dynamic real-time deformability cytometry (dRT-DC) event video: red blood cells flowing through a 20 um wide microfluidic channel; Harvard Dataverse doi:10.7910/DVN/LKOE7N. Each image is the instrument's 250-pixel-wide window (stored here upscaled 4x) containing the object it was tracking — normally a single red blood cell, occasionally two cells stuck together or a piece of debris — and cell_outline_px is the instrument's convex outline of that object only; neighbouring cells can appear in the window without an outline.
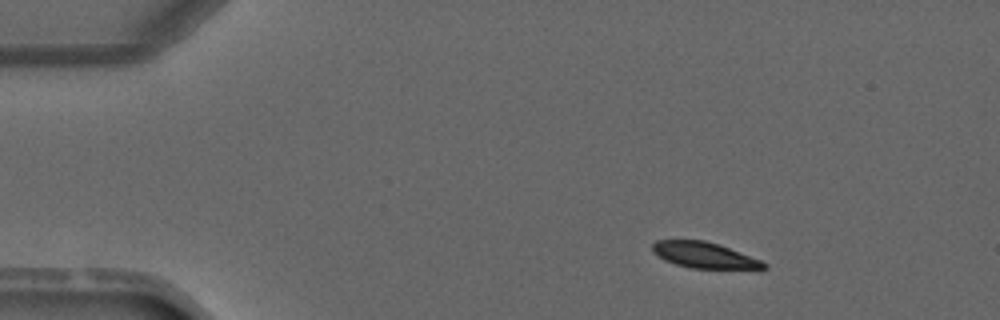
{"species": "common noctule bat (a hibernating species)", "species_latin": "Nyctalus noctula", "temperature_condition": "warm", "stored_images_in_passage": 3, "camera_frame_rate_fps": 3000, "um_per_image_px": 0.085, "animal": {"sex": "male", "forearm_length_mm": 52.5}, "frame": {"image": 1, "passage_image": 1, "time_ms": 0.0, "image_size_px": [1000, 320], "cell_outline_px": [[768, 268], [692, 268], [676, 264], [664, 260], [652, 252], [652, 244], [656, 240], [704, 240], [720, 244], [760, 260], [768, 264]], "centroid_in_image_um": [59.82, 21.67], "position_along_channel_um": 25.2, "area_um2": 16.65}}
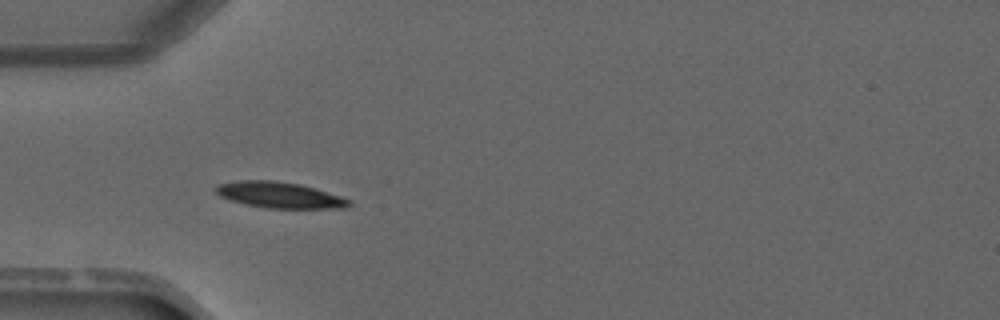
{"frame": {"image": 2, "passage_image": 3, "time_ms": 2.333, "image_size_px": [1000, 320], "cell_outline_px": [[352, 204], [348, 208], [264, 208], [244, 204], [228, 200], [220, 196], [216, 192], [216, 184], [240, 180], [272, 180], [300, 184], [340, 196], [352, 200]], "centroid_in_image_um": [23.75, 16.58], "position_along_channel_um": 61.3, "area_um2": 20.29}}